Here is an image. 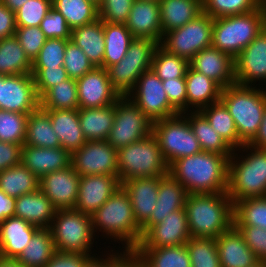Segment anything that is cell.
<instances>
[{
	"mask_svg": "<svg viewBox=\"0 0 266 267\" xmlns=\"http://www.w3.org/2000/svg\"><path fill=\"white\" fill-rule=\"evenodd\" d=\"M80 175L70 165L40 178L39 189L58 209H75Z\"/></svg>",
	"mask_w": 266,
	"mask_h": 267,
	"instance_id": "cell-19",
	"label": "cell"
},
{
	"mask_svg": "<svg viewBox=\"0 0 266 267\" xmlns=\"http://www.w3.org/2000/svg\"><path fill=\"white\" fill-rule=\"evenodd\" d=\"M199 112L233 150L244 145L239 139L233 117L221 101L210 104Z\"/></svg>",
	"mask_w": 266,
	"mask_h": 267,
	"instance_id": "cell-41",
	"label": "cell"
},
{
	"mask_svg": "<svg viewBox=\"0 0 266 267\" xmlns=\"http://www.w3.org/2000/svg\"><path fill=\"white\" fill-rule=\"evenodd\" d=\"M185 210L191 237L216 239L234 225L233 202L227 192L190 193Z\"/></svg>",
	"mask_w": 266,
	"mask_h": 267,
	"instance_id": "cell-3",
	"label": "cell"
},
{
	"mask_svg": "<svg viewBox=\"0 0 266 267\" xmlns=\"http://www.w3.org/2000/svg\"><path fill=\"white\" fill-rule=\"evenodd\" d=\"M0 267H22L16 259L3 258L0 256Z\"/></svg>",
	"mask_w": 266,
	"mask_h": 267,
	"instance_id": "cell-65",
	"label": "cell"
},
{
	"mask_svg": "<svg viewBox=\"0 0 266 267\" xmlns=\"http://www.w3.org/2000/svg\"><path fill=\"white\" fill-rule=\"evenodd\" d=\"M120 187L118 176H81L75 209L91 216Z\"/></svg>",
	"mask_w": 266,
	"mask_h": 267,
	"instance_id": "cell-20",
	"label": "cell"
},
{
	"mask_svg": "<svg viewBox=\"0 0 266 267\" xmlns=\"http://www.w3.org/2000/svg\"><path fill=\"white\" fill-rule=\"evenodd\" d=\"M5 4L10 10L16 12L27 0H0Z\"/></svg>",
	"mask_w": 266,
	"mask_h": 267,
	"instance_id": "cell-64",
	"label": "cell"
},
{
	"mask_svg": "<svg viewBox=\"0 0 266 267\" xmlns=\"http://www.w3.org/2000/svg\"><path fill=\"white\" fill-rule=\"evenodd\" d=\"M15 37L31 61L39 54L47 38L40 27H17Z\"/></svg>",
	"mask_w": 266,
	"mask_h": 267,
	"instance_id": "cell-53",
	"label": "cell"
},
{
	"mask_svg": "<svg viewBox=\"0 0 266 267\" xmlns=\"http://www.w3.org/2000/svg\"><path fill=\"white\" fill-rule=\"evenodd\" d=\"M78 116L86 141H105L113 126L115 103L99 108H79Z\"/></svg>",
	"mask_w": 266,
	"mask_h": 267,
	"instance_id": "cell-33",
	"label": "cell"
},
{
	"mask_svg": "<svg viewBox=\"0 0 266 267\" xmlns=\"http://www.w3.org/2000/svg\"><path fill=\"white\" fill-rule=\"evenodd\" d=\"M252 267H266V261H258Z\"/></svg>",
	"mask_w": 266,
	"mask_h": 267,
	"instance_id": "cell-66",
	"label": "cell"
},
{
	"mask_svg": "<svg viewBox=\"0 0 266 267\" xmlns=\"http://www.w3.org/2000/svg\"><path fill=\"white\" fill-rule=\"evenodd\" d=\"M189 66L215 81L222 89L236 84L234 59L212 46L198 52L189 61Z\"/></svg>",
	"mask_w": 266,
	"mask_h": 267,
	"instance_id": "cell-21",
	"label": "cell"
},
{
	"mask_svg": "<svg viewBox=\"0 0 266 267\" xmlns=\"http://www.w3.org/2000/svg\"><path fill=\"white\" fill-rule=\"evenodd\" d=\"M0 101H1V74H0Z\"/></svg>",
	"mask_w": 266,
	"mask_h": 267,
	"instance_id": "cell-69",
	"label": "cell"
},
{
	"mask_svg": "<svg viewBox=\"0 0 266 267\" xmlns=\"http://www.w3.org/2000/svg\"><path fill=\"white\" fill-rule=\"evenodd\" d=\"M198 139L202 151L231 156L234 150L224 141L199 111L183 112Z\"/></svg>",
	"mask_w": 266,
	"mask_h": 267,
	"instance_id": "cell-36",
	"label": "cell"
},
{
	"mask_svg": "<svg viewBox=\"0 0 266 267\" xmlns=\"http://www.w3.org/2000/svg\"><path fill=\"white\" fill-rule=\"evenodd\" d=\"M162 33L184 26L203 12L202 0H160Z\"/></svg>",
	"mask_w": 266,
	"mask_h": 267,
	"instance_id": "cell-32",
	"label": "cell"
},
{
	"mask_svg": "<svg viewBox=\"0 0 266 267\" xmlns=\"http://www.w3.org/2000/svg\"><path fill=\"white\" fill-rule=\"evenodd\" d=\"M70 159L71 154L62 147L40 148L23 145L20 163L40 179L50 172L67 168L71 165Z\"/></svg>",
	"mask_w": 266,
	"mask_h": 267,
	"instance_id": "cell-25",
	"label": "cell"
},
{
	"mask_svg": "<svg viewBox=\"0 0 266 267\" xmlns=\"http://www.w3.org/2000/svg\"><path fill=\"white\" fill-rule=\"evenodd\" d=\"M187 195L188 192L180 182L170 174L164 175L159 181L156 206L149 220L141 227L142 235L171 212L185 209Z\"/></svg>",
	"mask_w": 266,
	"mask_h": 267,
	"instance_id": "cell-24",
	"label": "cell"
},
{
	"mask_svg": "<svg viewBox=\"0 0 266 267\" xmlns=\"http://www.w3.org/2000/svg\"><path fill=\"white\" fill-rule=\"evenodd\" d=\"M234 65L236 84L262 87L260 82H264L266 85V27L239 53Z\"/></svg>",
	"mask_w": 266,
	"mask_h": 267,
	"instance_id": "cell-16",
	"label": "cell"
},
{
	"mask_svg": "<svg viewBox=\"0 0 266 267\" xmlns=\"http://www.w3.org/2000/svg\"><path fill=\"white\" fill-rule=\"evenodd\" d=\"M92 2H94L95 4H97L98 6L101 4L102 0H90Z\"/></svg>",
	"mask_w": 266,
	"mask_h": 267,
	"instance_id": "cell-68",
	"label": "cell"
},
{
	"mask_svg": "<svg viewBox=\"0 0 266 267\" xmlns=\"http://www.w3.org/2000/svg\"><path fill=\"white\" fill-rule=\"evenodd\" d=\"M234 226L266 229V197L247 198L233 204Z\"/></svg>",
	"mask_w": 266,
	"mask_h": 267,
	"instance_id": "cell-44",
	"label": "cell"
},
{
	"mask_svg": "<svg viewBox=\"0 0 266 267\" xmlns=\"http://www.w3.org/2000/svg\"><path fill=\"white\" fill-rule=\"evenodd\" d=\"M120 250L115 252V249H113L109 253L105 251L107 255L104 252L102 256L101 254L91 256L84 267H124L131 260V253L126 250L123 251L122 248Z\"/></svg>",
	"mask_w": 266,
	"mask_h": 267,
	"instance_id": "cell-58",
	"label": "cell"
},
{
	"mask_svg": "<svg viewBox=\"0 0 266 267\" xmlns=\"http://www.w3.org/2000/svg\"><path fill=\"white\" fill-rule=\"evenodd\" d=\"M230 157L202 151L172 162L169 174L185 187L188 194L227 192Z\"/></svg>",
	"mask_w": 266,
	"mask_h": 267,
	"instance_id": "cell-1",
	"label": "cell"
},
{
	"mask_svg": "<svg viewBox=\"0 0 266 267\" xmlns=\"http://www.w3.org/2000/svg\"><path fill=\"white\" fill-rule=\"evenodd\" d=\"M71 39H47L38 56L32 61V67L63 66L67 42Z\"/></svg>",
	"mask_w": 266,
	"mask_h": 267,
	"instance_id": "cell-51",
	"label": "cell"
},
{
	"mask_svg": "<svg viewBox=\"0 0 266 267\" xmlns=\"http://www.w3.org/2000/svg\"><path fill=\"white\" fill-rule=\"evenodd\" d=\"M52 7V0H27L15 12L17 27H39Z\"/></svg>",
	"mask_w": 266,
	"mask_h": 267,
	"instance_id": "cell-50",
	"label": "cell"
},
{
	"mask_svg": "<svg viewBox=\"0 0 266 267\" xmlns=\"http://www.w3.org/2000/svg\"><path fill=\"white\" fill-rule=\"evenodd\" d=\"M46 111L62 148L71 154L86 142L79 123L78 109Z\"/></svg>",
	"mask_w": 266,
	"mask_h": 267,
	"instance_id": "cell-31",
	"label": "cell"
},
{
	"mask_svg": "<svg viewBox=\"0 0 266 267\" xmlns=\"http://www.w3.org/2000/svg\"><path fill=\"white\" fill-rule=\"evenodd\" d=\"M16 28L15 12L0 1V40L15 36Z\"/></svg>",
	"mask_w": 266,
	"mask_h": 267,
	"instance_id": "cell-61",
	"label": "cell"
},
{
	"mask_svg": "<svg viewBox=\"0 0 266 267\" xmlns=\"http://www.w3.org/2000/svg\"><path fill=\"white\" fill-rule=\"evenodd\" d=\"M56 211L50 199L40 189L15 200L14 216L39 228H49Z\"/></svg>",
	"mask_w": 266,
	"mask_h": 267,
	"instance_id": "cell-28",
	"label": "cell"
},
{
	"mask_svg": "<svg viewBox=\"0 0 266 267\" xmlns=\"http://www.w3.org/2000/svg\"><path fill=\"white\" fill-rule=\"evenodd\" d=\"M185 245L191 267H221L215 238L191 237Z\"/></svg>",
	"mask_w": 266,
	"mask_h": 267,
	"instance_id": "cell-46",
	"label": "cell"
},
{
	"mask_svg": "<svg viewBox=\"0 0 266 267\" xmlns=\"http://www.w3.org/2000/svg\"><path fill=\"white\" fill-rule=\"evenodd\" d=\"M163 176L135 178L121 182L131 200L137 224L142 227L150 218L158 197L159 181Z\"/></svg>",
	"mask_w": 266,
	"mask_h": 267,
	"instance_id": "cell-23",
	"label": "cell"
},
{
	"mask_svg": "<svg viewBox=\"0 0 266 267\" xmlns=\"http://www.w3.org/2000/svg\"><path fill=\"white\" fill-rule=\"evenodd\" d=\"M265 0H202L203 12L212 18L243 14L257 9Z\"/></svg>",
	"mask_w": 266,
	"mask_h": 267,
	"instance_id": "cell-47",
	"label": "cell"
},
{
	"mask_svg": "<svg viewBox=\"0 0 266 267\" xmlns=\"http://www.w3.org/2000/svg\"><path fill=\"white\" fill-rule=\"evenodd\" d=\"M220 101L233 117L239 139L248 144L262 121L266 88L234 84L221 90Z\"/></svg>",
	"mask_w": 266,
	"mask_h": 267,
	"instance_id": "cell-6",
	"label": "cell"
},
{
	"mask_svg": "<svg viewBox=\"0 0 266 267\" xmlns=\"http://www.w3.org/2000/svg\"><path fill=\"white\" fill-rule=\"evenodd\" d=\"M163 88L170 104L179 112L187 111V93L185 78L162 81Z\"/></svg>",
	"mask_w": 266,
	"mask_h": 267,
	"instance_id": "cell-57",
	"label": "cell"
},
{
	"mask_svg": "<svg viewBox=\"0 0 266 267\" xmlns=\"http://www.w3.org/2000/svg\"><path fill=\"white\" fill-rule=\"evenodd\" d=\"M56 251L92 254L97 239L90 215L76 209H58L48 228Z\"/></svg>",
	"mask_w": 266,
	"mask_h": 267,
	"instance_id": "cell-8",
	"label": "cell"
},
{
	"mask_svg": "<svg viewBox=\"0 0 266 267\" xmlns=\"http://www.w3.org/2000/svg\"><path fill=\"white\" fill-rule=\"evenodd\" d=\"M131 259L138 267H191L186 245L161 248H136Z\"/></svg>",
	"mask_w": 266,
	"mask_h": 267,
	"instance_id": "cell-29",
	"label": "cell"
},
{
	"mask_svg": "<svg viewBox=\"0 0 266 267\" xmlns=\"http://www.w3.org/2000/svg\"><path fill=\"white\" fill-rule=\"evenodd\" d=\"M189 61L169 53L160 45L155 49L151 69L162 80L185 78Z\"/></svg>",
	"mask_w": 266,
	"mask_h": 267,
	"instance_id": "cell-45",
	"label": "cell"
},
{
	"mask_svg": "<svg viewBox=\"0 0 266 267\" xmlns=\"http://www.w3.org/2000/svg\"><path fill=\"white\" fill-rule=\"evenodd\" d=\"M63 66L68 77L75 80L95 68L82 49L71 40L66 45Z\"/></svg>",
	"mask_w": 266,
	"mask_h": 267,
	"instance_id": "cell-49",
	"label": "cell"
},
{
	"mask_svg": "<svg viewBox=\"0 0 266 267\" xmlns=\"http://www.w3.org/2000/svg\"><path fill=\"white\" fill-rule=\"evenodd\" d=\"M216 244L221 267H252L258 262L234 225L216 238Z\"/></svg>",
	"mask_w": 266,
	"mask_h": 267,
	"instance_id": "cell-26",
	"label": "cell"
},
{
	"mask_svg": "<svg viewBox=\"0 0 266 267\" xmlns=\"http://www.w3.org/2000/svg\"><path fill=\"white\" fill-rule=\"evenodd\" d=\"M39 27L47 39H71L72 29L68 26L64 16L53 7L50 8Z\"/></svg>",
	"mask_w": 266,
	"mask_h": 267,
	"instance_id": "cell-55",
	"label": "cell"
},
{
	"mask_svg": "<svg viewBox=\"0 0 266 267\" xmlns=\"http://www.w3.org/2000/svg\"><path fill=\"white\" fill-rule=\"evenodd\" d=\"M40 107L44 110L79 109L76 80L68 77L51 87L40 98Z\"/></svg>",
	"mask_w": 266,
	"mask_h": 267,
	"instance_id": "cell-43",
	"label": "cell"
},
{
	"mask_svg": "<svg viewBox=\"0 0 266 267\" xmlns=\"http://www.w3.org/2000/svg\"><path fill=\"white\" fill-rule=\"evenodd\" d=\"M91 219L97 239L99 232H102L103 237L111 239L110 242H121L122 249L129 253L136 249L141 240V227L135 220L131 200L122 187L91 215Z\"/></svg>",
	"mask_w": 266,
	"mask_h": 267,
	"instance_id": "cell-2",
	"label": "cell"
},
{
	"mask_svg": "<svg viewBox=\"0 0 266 267\" xmlns=\"http://www.w3.org/2000/svg\"><path fill=\"white\" fill-rule=\"evenodd\" d=\"M117 160L120 183L129 179L169 174V165L153 133L118 149Z\"/></svg>",
	"mask_w": 266,
	"mask_h": 267,
	"instance_id": "cell-7",
	"label": "cell"
},
{
	"mask_svg": "<svg viewBox=\"0 0 266 267\" xmlns=\"http://www.w3.org/2000/svg\"><path fill=\"white\" fill-rule=\"evenodd\" d=\"M31 75L33 76L39 98H41L51 87L68 78L64 66L32 67Z\"/></svg>",
	"mask_w": 266,
	"mask_h": 267,
	"instance_id": "cell-52",
	"label": "cell"
},
{
	"mask_svg": "<svg viewBox=\"0 0 266 267\" xmlns=\"http://www.w3.org/2000/svg\"><path fill=\"white\" fill-rule=\"evenodd\" d=\"M213 18L202 12L184 26L164 33L159 45L169 53L190 61L212 45Z\"/></svg>",
	"mask_w": 266,
	"mask_h": 267,
	"instance_id": "cell-11",
	"label": "cell"
},
{
	"mask_svg": "<svg viewBox=\"0 0 266 267\" xmlns=\"http://www.w3.org/2000/svg\"><path fill=\"white\" fill-rule=\"evenodd\" d=\"M124 267H138L135 262L131 259Z\"/></svg>",
	"mask_w": 266,
	"mask_h": 267,
	"instance_id": "cell-67",
	"label": "cell"
},
{
	"mask_svg": "<svg viewBox=\"0 0 266 267\" xmlns=\"http://www.w3.org/2000/svg\"><path fill=\"white\" fill-rule=\"evenodd\" d=\"M187 111H199L210 104L220 101L222 88L204 74L190 66L185 75Z\"/></svg>",
	"mask_w": 266,
	"mask_h": 267,
	"instance_id": "cell-30",
	"label": "cell"
},
{
	"mask_svg": "<svg viewBox=\"0 0 266 267\" xmlns=\"http://www.w3.org/2000/svg\"><path fill=\"white\" fill-rule=\"evenodd\" d=\"M103 31L105 39L103 68L106 69L125 56L134 37L125 24L103 22Z\"/></svg>",
	"mask_w": 266,
	"mask_h": 267,
	"instance_id": "cell-38",
	"label": "cell"
},
{
	"mask_svg": "<svg viewBox=\"0 0 266 267\" xmlns=\"http://www.w3.org/2000/svg\"><path fill=\"white\" fill-rule=\"evenodd\" d=\"M32 61L15 36L0 40V74L5 76L31 74Z\"/></svg>",
	"mask_w": 266,
	"mask_h": 267,
	"instance_id": "cell-40",
	"label": "cell"
},
{
	"mask_svg": "<svg viewBox=\"0 0 266 267\" xmlns=\"http://www.w3.org/2000/svg\"><path fill=\"white\" fill-rule=\"evenodd\" d=\"M134 38H147L161 42L163 33L159 1L134 0L125 23Z\"/></svg>",
	"mask_w": 266,
	"mask_h": 267,
	"instance_id": "cell-22",
	"label": "cell"
},
{
	"mask_svg": "<svg viewBox=\"0 0 266 267\" xmlns=\"http://www.w3.org/2000/svg\"><path fill=\"white\" fill-rule=\"evenodd\" d=\"M39 107L40 98L31 74L1 75V110L30 114Z\"/></svg>",
	"mask_w": 266,
	"mask_h": 267,
	"instance_id": "cell-15",
	"label": "cell"
},
{
	"mask_svg": "<svg viewBox=\"0 0 266 267\" xmlns=\"http://www.w3.org/2000/svg\"><path fill=\"white\" fill-rule=\"evenodd\" d=\"M227 194L233 204L247 198L266 197V149L244 144L234 150L228 163Z\"/></svg>",
	"mask_w": 266,
	"mask_h": 267,
	"instance_id": "cell-4",
	"label": "cell"
},
{
	"mask_svg": "<svg viewBox=\"0 0 266 267\" xmlns=\"http://www.w3.org/2000/svg\"><path fill=\"white\" fill-rule=\"evenodd\" d=\"M16 198L10 197L0 189V222L14 216Z\"/></svg>",
	"mask_w": 266,
	"mask_h": 267,
	"instance_id": "cell-62",
	"label": "cell"
},
{
	"mask_svg": "<svg viewBox=\"0 0 266 267\" xmlns=\"http://www.w3.org/2000/svg\"><path fill=\"white\" fill-rule=\"evenodd\" d=\"M22 146L0 141V172L20 164Z\"/></svg>",
	"mask_w": 266,
	"mask_h": 267,
	"instance_id": "cell-60",
	"label": "cell"
},
{
	"mask_svg": "<svg viewBox=\"0 0 266 267\" xmlns=\"http://www.w3.org/2000/svg\"><path fill=\"white\" fill-rule=\"evenodd\" d=\"M152 130L153 121L124 96L115 102L114 122L106 141L118 150L145 138Z\"/></svg>",
	"mask_w": 266,
	"mask_h": 267,
	"instance_id": "cell-12",
	"label": "cell"
},
{
	"mask_svg": "<svg viewBox=\"0 0 266 267\" xmlns=\"http://www.w3.org/2000/svg\"><path fill=\"white\" fill-rule=\"evenodd\" d=\"M127 97L153 122L179 114L170 104L162 80L152 69L142 73Z\"/></svg>",
	"mask_w": 266,
	"mask_h": 267,
	"instance_id": "cell-13",
	"label": "cell"
},
{
	"mask_svg": "<svg viewBox=\"0 0 266 267\" xmlns=\"http://www.w3.org/2000/svg\"><path fill=\"white\" fill-rule=\"evenodd\" d=\"M248 145L260 149H266V106L258 131Z\"/></svg>",
	"mask_w": 266,
	"mask_h": 267,
	"instance_id": "cell-63",
	"label": "cell"
},
{
	"mask_svg": "<svg viewBox=\"0 0 266 267\" xmlns=\"http://www.w3.org/2000/svg\"><path fill=\"white\" fill-rule=\"evenodd\" d=\"M134 0H102L99 18L103 22L125 24Z\"/></svg>",
	"mask_w": 266,
	"mask_h": 267,
	"instance_id": "cell-54",
	"label": "cell"
},
{
	"mask_svg": "<svg viewBox=\"0 0 266 267\" xmlns=\"http://www.w3.org/2000/svg\"><path fill=\"white\" fill-rule=\"evenodd\" d=\"M191 238L185 209L176 210L151 226L136 248H161L184 245Z\"/></svg>",
	"mask_w": 266,
	"mask_h": 267,
	"instance_id": "cell-17",
	"label": "cell"
},
{
	"mask_svg": "<svg viewBox=\"0 0 266 267\" xmlns=\"http://www.w3.org/2000/svg\"><path fill=\"white\" fill-rule=\"evenodd\" d=\"M52 7L64 16L71 29L99 19L98 5L90 0H52Z\"/></svg>",
	"mask_w": 266,
	"mask_h": 267,
	"instance_id": "cell-42",
	"label": "cell"
},
{
	"mask_svg": "<svg viewBox=\"0 0 266 267\" xmlns=\"http://www.w3.org/2000/svg\"><path fill=\"white\" fill-rule=\"evenodd\" d=\"M71 41L79 46L95 67H103L105 39L103 21H96L72 29Z\"/></svg>",
	"mask_w": 266,
	"mask_h": 267,
	"instance_id": "cell-34",
	"label": "cell"
},
{
	"mask_svg": "<svg viewBox=\"0 0 266 267\" xmlns=\"http://www.w3.org/2000/svg\"><path fill=\"white\" fill-rule=\"evenodd\" d=\"M152 133L168 165L182 157L202 152L189 121L183 113L153 122Z\"/></svg>",
	"mask_w": 266,
	"mask_h": 267,
	"instance_id": "cell-10",
	"label": "cell"
},
{
	"mask_svg": "<svg viewBox=\"0 0 266 267\" xmlns=\"http://www.w3.org/2000/svg\"><path fill=\"white\" fill-rule=\"evenodd\" d=\"M266 27V0L255 10L213 18L212 47L235 59Z\"/></svg>",
	"mask_w": 266,
	"mask_h": 267,
	"instance_id": "cell-5",
	"label": "cell"
},
{
	"mask_svg": "<svg viewBox=\"0 0 266 267\" xmlns=\"http://www.w3.org/2000/svg\"><path fill=\"white\" fill-rule=\"evenodd\" d=\"M56 247L48 228H40L26 248L16 258L22 267H45Z\"/></svg>",
	"mask_w": 266,
	"mask_h": 267,
	"instance_id": "cell-37",
	"label": "cell"
},
{
	"mask_svg": "<svg viewBox=\"0 0 266 267\" xmlns=\"http://www.w3.org/2000/svg\"><path fill=\"white\" fill-rule=\"evenodd\" d=\"M158 45L152 39L134 38L125 56L106 68L113 88L121 97L127 96L142 73L151 69L153 54Z\"/></svg>",
	"mask_w": 266,
	"mask_h": 267,
	"instance_id": "cell-9",
	"label": "cell"
},
{
	"mask_svg": "<svg viewBox=\"0 0 266 267\" xmlns=\"http://www.w3.org/2000/svg\"><path fill=\"white\" fill-rule=\"evenodd\" d=\"M24 145L40 148H59L61 143L57 137L49 114L39 107L28 115Z\"/></svg>",
	"mask_w": 266,
	"mask_h": 267,
	"instance_id": "cell-35",
	"label": "cell"
},
{
	"mask_svg": "<svg viewBox=\"0 0 266 267\" xmlns=\"http://www.w3.org/2000/svg\"><path fill=\"white\" fill-rule=\"evenodd\" d=\"M85 253H65L56 251L45 267H84L91 256Z\"/></svg>",
	"mask_w": 266,
	"mask_h": 267,
	"instance_id": "cell-59",
	"label": "cell"
},
{
	"mask_svg": "<svg viewBox=\"0 0 266 267\" xmlns=\"http://www.w3.org/2000/svg\"><path fill=\"white\" fill-rule=\"evenodd\" d=\"M39 229L15 216L0 222V256L16 259Z\"/></svg>",
	"mask_w": 266,
	"mask_h": 267,
	"instance_id": "cell-27",
	"label": "cell"
},
{
	"mask_svg": "<svg viewBox=\"0 0 266 267\" xmlns=\"http://www.w3.org/2000/svg\"><path fill=\"white\" fill-rule=\"evenodd\" d=\"M28 115L0 109V141L24 145Z\"/></svg>",
	"mask_w": 266,
	"mask_h": 267,
	"instance_id": "cell-48",
	"label": "cell"
},
{
	"mask_svg": "<svg viewBox=\"0 0 266 267\" xmlns=\"http://www.w3.org/2000/svg\"><path fill=\"white\" fill-rule=\"evenodd\" d=\"M258 261H266V229L255 226H235Z\"/></svg>",
	"mask_w": 266,
	"mask_h": 267,
	"instance_id": "cell-56",
	"label": "cell"
},
{
	"mask_svg": "<svg viewBox=\"0 0 266 267\" xmlns=\"http://www.w3.org/2000/svg\"><path fill=\"white\" fill-rule=\"evenodd\" d=\"M40 179L21 163L0 172V189L18 198L39 190Z\"/></svg>",
	"mask_w": 266,
	"mask_h": 267,
	"instance_id": "cell-39",
	"label": "cell"
},
{
	"mask_svg": "<svg viewBox=\"0 0 266 267\" xmlns=\"http://www.w3.org/2000/svg\"><path fill=\"white\" fill-rule=\"evenodd\" d=\"M70 160L80 176H118L117 150L106 140L86 141L71 153Z\"/></svg>",
	"mask_w": 266,
	"mask_h": 267,
	"instance_id": "cell-14",
	"label": "cell"
},
{
	"mask_svg": "<svg viewBox=\"0 0 266 267\" xmlns=\"http://www.w3.org/2000/svg\"><path fill=\"white\" fill-rule=\"evenodd\" d=\"M79 108H99L114 104L121 96L113 88L103 67H95L76 80Z\"/></svg>",
	"mask_w": 266,
	"mask_h": 267,
	"instance_id": "cell-18",
	"label": "cell"
}]
</instances>
